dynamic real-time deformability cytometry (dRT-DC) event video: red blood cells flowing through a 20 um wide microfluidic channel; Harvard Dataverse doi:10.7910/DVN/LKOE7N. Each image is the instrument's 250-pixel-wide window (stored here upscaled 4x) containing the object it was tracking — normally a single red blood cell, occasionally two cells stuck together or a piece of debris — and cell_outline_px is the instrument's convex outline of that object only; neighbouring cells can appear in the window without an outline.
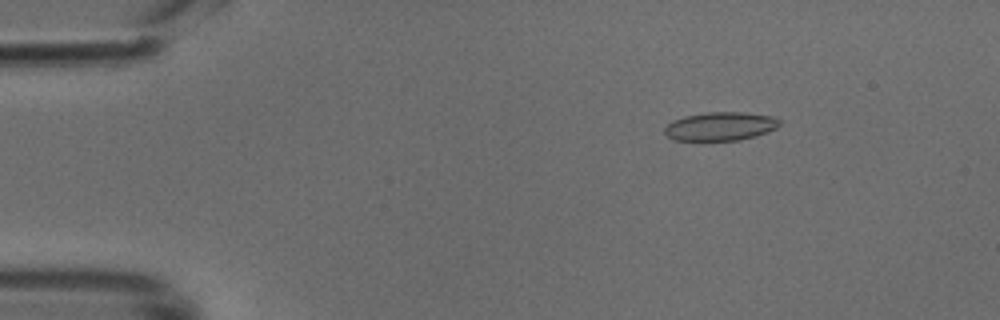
{"species": "common noctule bat (a hibernating species)", "species_latin": "Nyctalus noctula", "temperature_condition": "cold", "stored_images_in_passage": 43, "camera_frame_rate_fps": 3000, "um_per_image_px": 0.085, "animal": {"sex": "male", "body_mass_g": 18.8}, "frame": {"image": 1, "passage_image": 1, "time_ms": 0.0, "image_size_px": [1000, 320], "cell_outline_px": [[780, 124], [776, 128], [768, 132], [756, 136], [740, 140], [672, 140], [664, 132], [664, 128], [672, 120], [684, 116], [708, 112], [744, 112], [772, 116], [780, 120]], "centroid_in_image_um": [61.23, 10.73], "position_along_channel_um": 23.8, "area_um2": 19.19}}
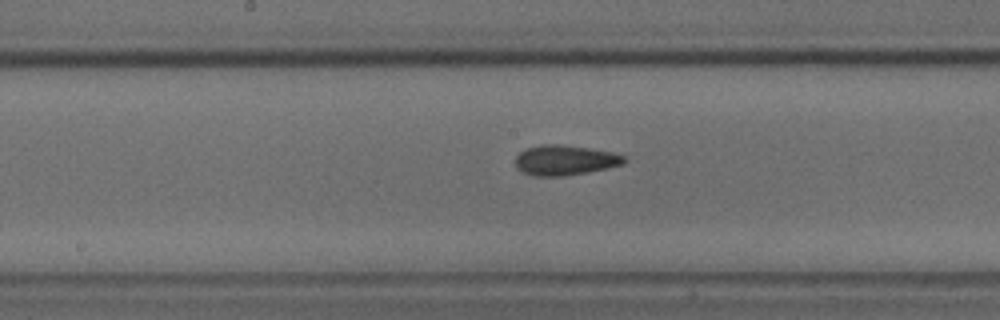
{"frame": {"image": 2, "passage_image": 19, "time_ms": 6.0, "image_size_px": [1000, 320], "cell_outline_px": [[628, 160], [624, 164], [608, 168], [588, 172], [564, 176], [532, 176], [516, 168], [516, 156], [524, 148], [544, 144], [556, 144], [588, 148], [612, 152], [624, 156]], "centroid_in_image_um": [48.02, 13.62], "position_along_channel_um": 200.2, "area_um2": 19.13}}
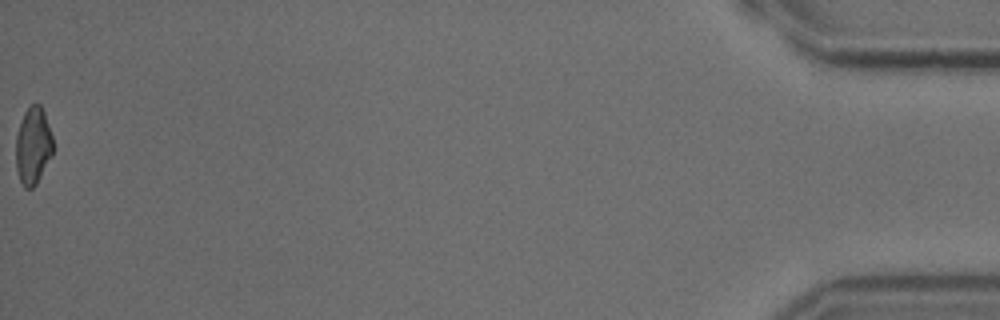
{"frame": {"image": 3, "passage_image": 43, "time_ms": 14.0, "image_size_px": [1000, 320], "cell_outline_px": [[52, 156], [36, 184], [32, 188], [24, 188], [20, 180], [16, 168], [16, 136], [24, 112], [32, 104], [40, 104], [44, 112], [52, 136]], "centroid_in_image_um": [2.81, 12.41], "position_along_channel_um": 432.4, "area_um2": 16.53}}